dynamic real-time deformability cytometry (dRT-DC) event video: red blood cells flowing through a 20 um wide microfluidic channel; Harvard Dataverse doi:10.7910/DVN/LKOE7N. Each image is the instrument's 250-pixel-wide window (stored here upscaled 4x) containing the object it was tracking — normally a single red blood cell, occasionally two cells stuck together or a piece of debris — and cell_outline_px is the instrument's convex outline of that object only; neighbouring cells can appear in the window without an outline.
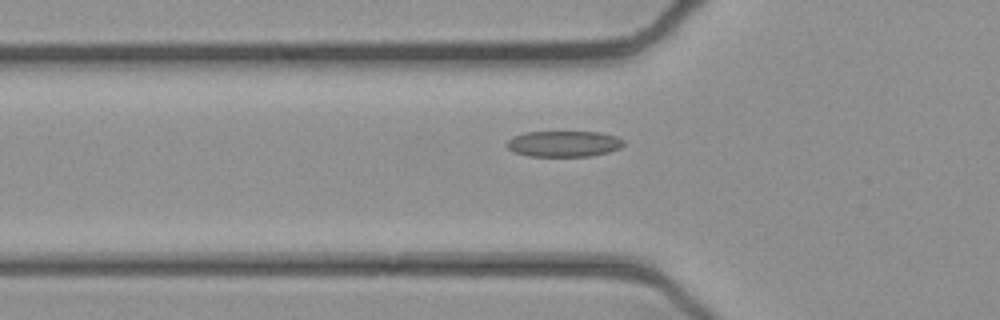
{"species": "common noctule bat (a hibernating species)", "species_latin": "Nyctalus noctula", "temperature_condition": "cold", "stored_images_in_passage": 36, "camera_frame_rate_fps": 3000, "um_per_image_px": 0.085, "animal": {"sex": "female", "body_mass_g": 21.9}, "frame": {"image": 1, "passage_image": 8, "time_ms": 2.333, "image_size_px": [1000, 320], "cell_outline_px": [[624, 144], [620, 148], [608, 152], [592, 156], [528, 156], [512, 152], [508, 148], [508, 140], [512, 136], [524, 132], [600, 132], [616, 136], [624, 140]], "centroid_in_image_um": [47.92, 12.22], "position_along_channel_um": 77.9, "area_um2": 17.74}}
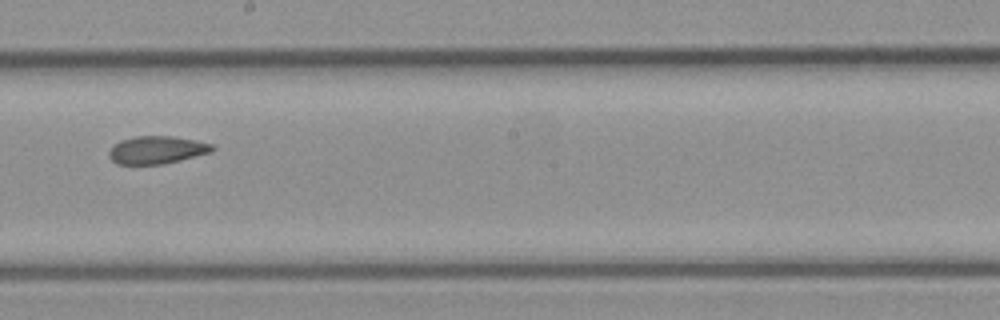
{"frame": {"image": 2, "passage_image": 20, "time_ms": 6.333, "image_size_px": [1000, 320], "cell_outline_px": [[216, 148], [212, 152], [180, 160], [160, 164], [116, 164], [108, 156], [108, 152], [120, 140], [136, 136], [172, 136], [196, 140], [212, 144]], "centroid_in_image_um": [13.35, 12.74], "position_along_channel_um": 234.9, "area_um2": 16.65}}
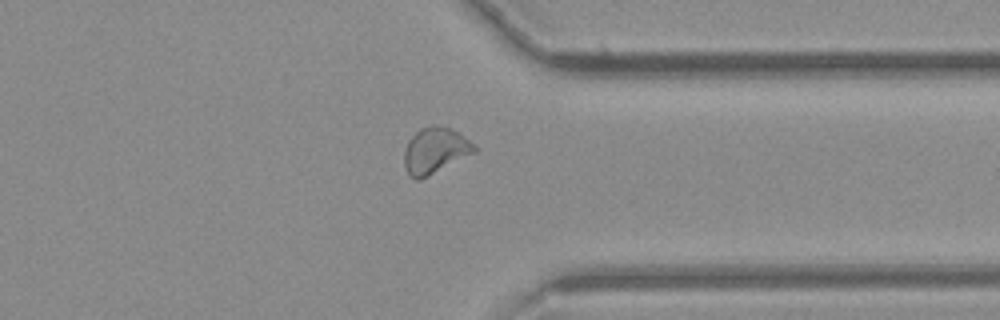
{"frame": {"image": 3, "passage_image": 31, "time_ms": 10.0, "image_size_px": [1000, 320], "cell_outline_px": [[476, 152], [420, 180], [416, 180], [408, 176], [404, 168], [404, 152], [408, 140], [420, 128], [436, 124], [448, 128], [456, 132], [476, 144]], "centroid_in_image_um": [36.96, 12.82], "position_along_channel_um": 374.4, "area_um2": 18.84}}